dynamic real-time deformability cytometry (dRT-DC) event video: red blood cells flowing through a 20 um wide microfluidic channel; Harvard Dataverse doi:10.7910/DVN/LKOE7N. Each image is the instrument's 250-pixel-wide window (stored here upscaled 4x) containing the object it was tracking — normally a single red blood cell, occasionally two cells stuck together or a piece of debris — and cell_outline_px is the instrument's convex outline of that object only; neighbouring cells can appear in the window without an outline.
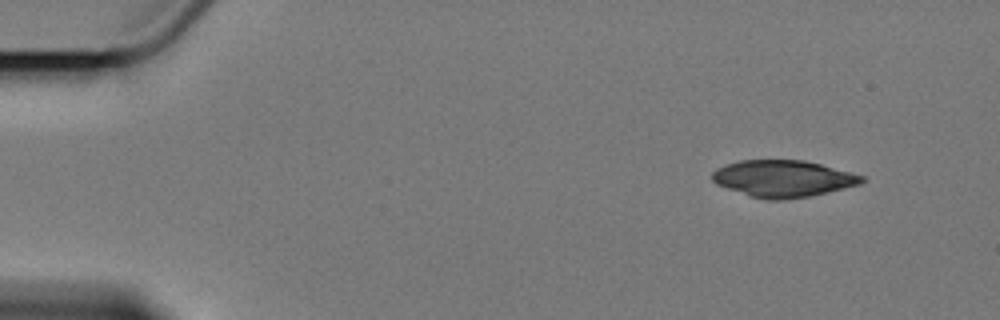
{"species": "Egyptian fruit bat (a non-hibernating species)", "species_latin": "Rousettus aegyptiacus", "temperature_condition": "cold", "stored_images_in_passage": 4, "camera_frame_rate_fps": 3000, "um_per_image_px": 0.085, "animal": {"sex": "female"}, "frame": {"image": 1, "passage_image": 1, "time_ms": 0.0, "image_size_px": [1000, 320], "cell_outline_px": [[868, 180], [860, 184], [828, 192], [808, 196], [780, 200], [768, 200], [752, 196], [716, 184], [712, 180], [712, 172], [716, 168], [740, 160], [804, 160], [820, 164], [864, 176]], "centroid_in_image_um": [66.57, 15.17], "position_along_channel_um": 18.4, "area_um2": 31.73}}